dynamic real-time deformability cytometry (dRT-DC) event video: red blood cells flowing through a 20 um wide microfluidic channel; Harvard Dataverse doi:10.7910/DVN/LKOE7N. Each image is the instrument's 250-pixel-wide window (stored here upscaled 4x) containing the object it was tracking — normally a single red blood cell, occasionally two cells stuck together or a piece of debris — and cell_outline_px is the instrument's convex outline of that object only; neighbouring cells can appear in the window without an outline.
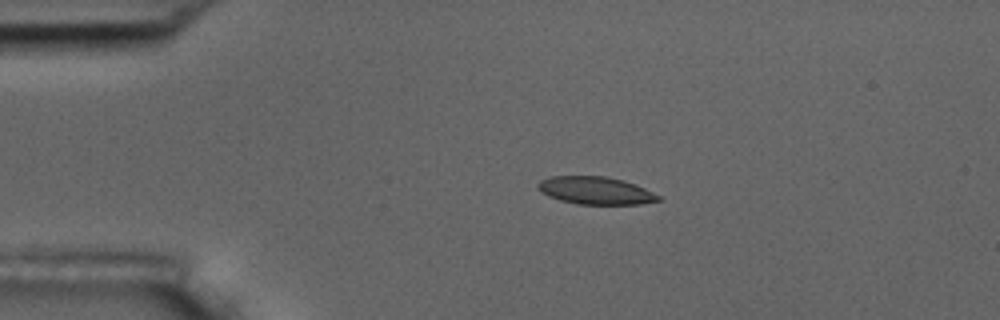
{"species": "common noctule bat (a hibernating species)", "species_latin": "Nyctalus noctula", "temperature_condition": "room temperature", "stored_images_in_passage": 5, "camera_frame_rate_fps": 3000, "um_per_image_px": 0.085, "animal": {"sex": "male", "body_mass_g": 17.5, "forearm_length_mm": 52.3}, "frame": {"image": 1, "passage_image": 2, "time_ms": 2.0, "image_size_px": [1000, 320], "cell_outline_px": [[664, 200], [640, 204], [576, 204], [560, 200], [548, 196], [540, 192], [536, 188], [536, 184], [540, 180], [548, 176], [604, 176], [624, 180], [636, 184], [660, 196]], "centroid_in_image_um": [50.6, 16.19], "position_along_channel_um": 34.4, "area_um2": 19.65}}
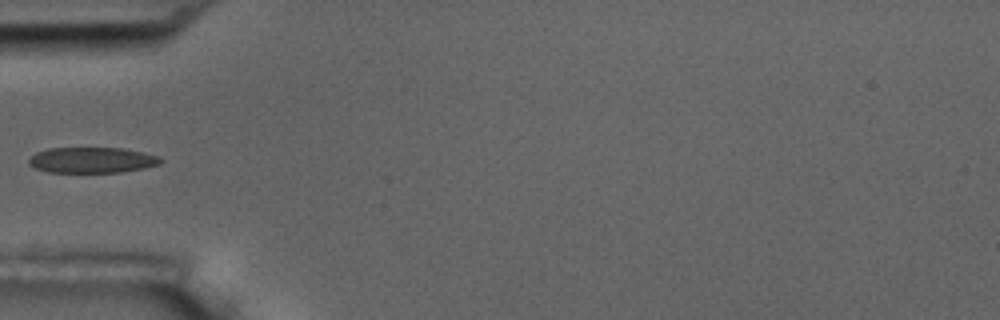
{"frame": {"image": 2, "passage_image": 4, "time_ms": 4.333, "image_size_px": [1000, 320], "cell_outline_px": [[164, 160], [160, 164], [144, 168], [120, 172], [48, 172], [36, 168], [28, 164], [28, 160], [36, 152], [48, 148], [120, 148], [160, 156]], "centroid_in_image_um": [7.82, 13.61], "position_along_channel_um": 77.2, "area_um2": 19.65}}